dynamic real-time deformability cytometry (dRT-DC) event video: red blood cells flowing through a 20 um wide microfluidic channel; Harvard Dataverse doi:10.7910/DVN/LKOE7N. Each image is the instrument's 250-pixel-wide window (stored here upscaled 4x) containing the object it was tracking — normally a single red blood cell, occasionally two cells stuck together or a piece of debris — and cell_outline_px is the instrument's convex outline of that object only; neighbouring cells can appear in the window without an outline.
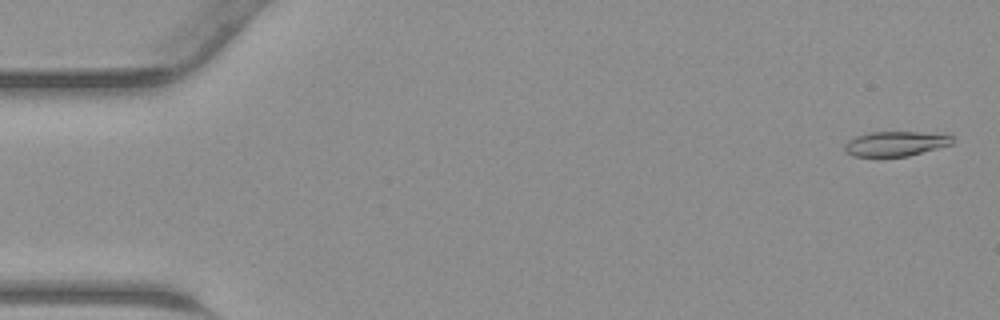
{"species": "common noctule bat (a hibernating species)", "species_latin": "Nyctalus noctula", "temperature_condition": "warm", "stored_images_in_passage": 45, "camera_frame_rate_fps": 3000, "um_per_image_px": 0.085, "animal": {"sex": "male", "body_mass_g": 23.1, "forearm_length_mm": 52.7}, "frame": {"image": 1, "passage_image": 2, "time_ms": 0.333, "image_size_px": [1000, 320], "cell_outline_px": [[952, 144], [908, 156], [852, 156], [844, 152], [844, 144], [848, 140], [856, 136], [872, 132], [944, 132], [952, 136]], "centroid_in_image_um": [76.14, 12.2], "position_along_channel_um": 8.9, "area_um2": 15.72}}
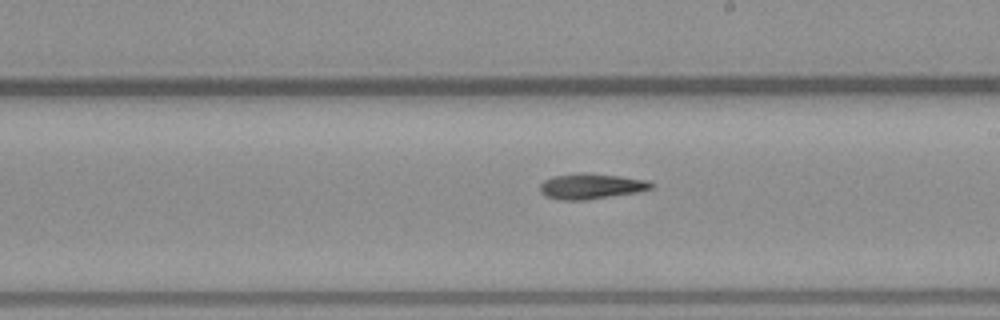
{"frame": {"image": 2, "passage_image": 26, "time_ms": 8.333, "image_size_px": [1000, 320], "cell_outline_px": [[656, 184], [652, 188], [636, 192], [584, 200], [560, 200], [544, 196], [540, 192], [540, 184], [544, 180], [552, 176], [580, 172], [588, 172], [620, 176], [648, 180]], "centroid_in_image_um": [50.22, 15.81], "position_along_channel_um": 238.8, "area_um2": 16.7}}
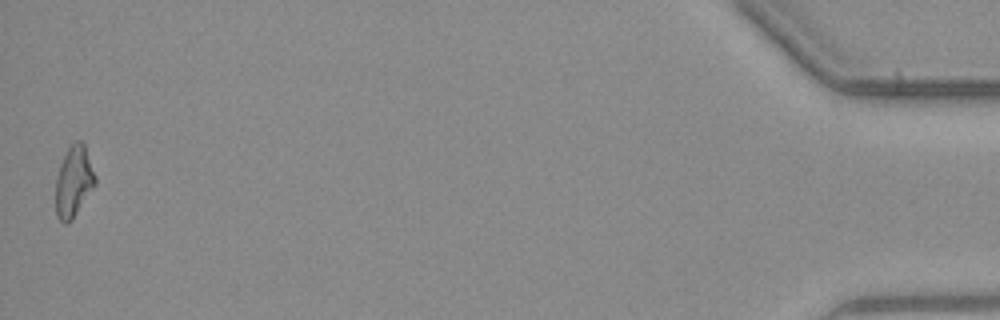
{"frame": {"image": 3, "passage_image": 45, "time_ms": 14.667, "image_size_px": [1000, 320], "cell_outline_px": [[96, 184], [72, 220], [68, 224], [64, 224], [56, 216], [56, 176], [60, 164], [68, 148], [76, 140], [80, 140], [84, 144], [96, 176]], "centroid_in_image_um": [6.27, 15.45], "position_along_channel_um": 428.9, "area_um2": 16.36}}